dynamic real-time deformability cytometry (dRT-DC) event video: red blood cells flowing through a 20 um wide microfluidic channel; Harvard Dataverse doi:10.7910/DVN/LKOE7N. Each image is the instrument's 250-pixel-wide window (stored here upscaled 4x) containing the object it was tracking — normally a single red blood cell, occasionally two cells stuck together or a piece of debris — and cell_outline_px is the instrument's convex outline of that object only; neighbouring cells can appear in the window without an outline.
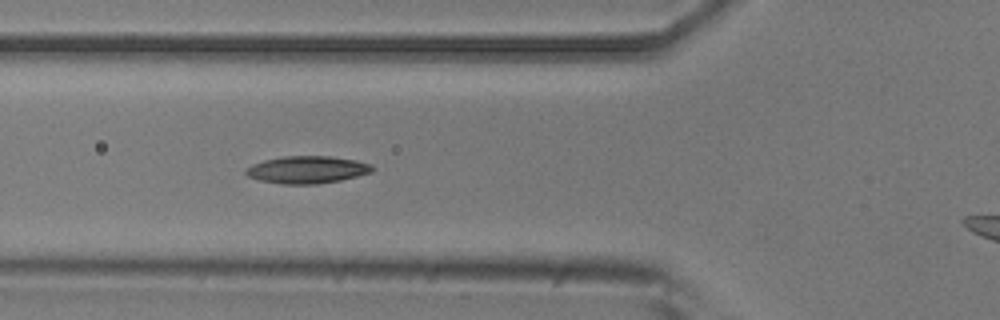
{"species": "common noctule bat (a hibernating species)", "species_latin": "Nyctalus noctula", "temperature_condition": "room temperature", "stored_images_in_passage": 7, "segment_of_instrument_passage": [1, 2], "camera_frame_rate_fps": 3000, "um_per_image_px": 0.085, "animal": {"sex": "male", "body_mass_g": 20.5, "forearm_length_mm": 52.5}, "frame": {"image": 1, "passage_image": 6, "time_ms": 6.333, "image_size_px": [1000, 320], "cell_outline_px": [[376, 168], [372, 172], [340, 180], [316, 184], [284, 184], [260, 180], [248, 176], [244, 172], [244, 168], [252, 164], [264, 160], [284, 156], [332, 156], [356, 160], [372, 164]], "centroid_in_image_um": [26.11, 14.41], "position_along_channel_um": 99.7, "area_um2": 20.23}}